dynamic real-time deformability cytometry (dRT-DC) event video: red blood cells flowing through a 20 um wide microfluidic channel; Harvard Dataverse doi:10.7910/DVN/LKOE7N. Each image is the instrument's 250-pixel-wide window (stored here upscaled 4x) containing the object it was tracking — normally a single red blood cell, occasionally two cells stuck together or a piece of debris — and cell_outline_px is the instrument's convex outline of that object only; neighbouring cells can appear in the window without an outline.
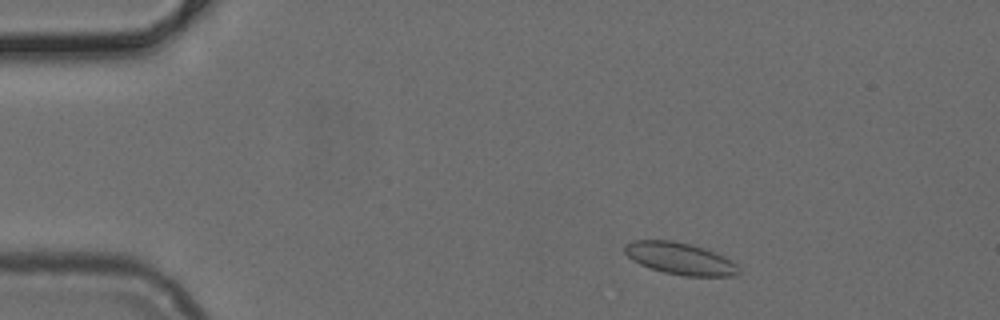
{"species": "common noctule bat (a hibernating species)", "species_latin": "Nyctalus noctula", "temperature_condition": "cold", "stored_images_in_passage": 48, "camera_frame_rate_fps": 3000, "um_per_image_px": 0.085, "animal": {"sex": "female", "body_mass_g": 24.6, "forearm_length_mm": 56.2}, "frame": {"image": 1, "passage_image": 6, "time_ms": 1.667, "image_size_px": [1000, 320], "cell_outline_px": [[740, 272], [736, 276], [684, 276], [664, 272], [640, 264], [632, 260], [624, 252], [624, 244], [632, 240], [672, 240], [692, 244], [704, 248], [724, 256], [736, 264]], "centroid_in_image_um": [57.79, 21.97], "position_along_channel_um": 27.2, "area_um2": 21.27}}
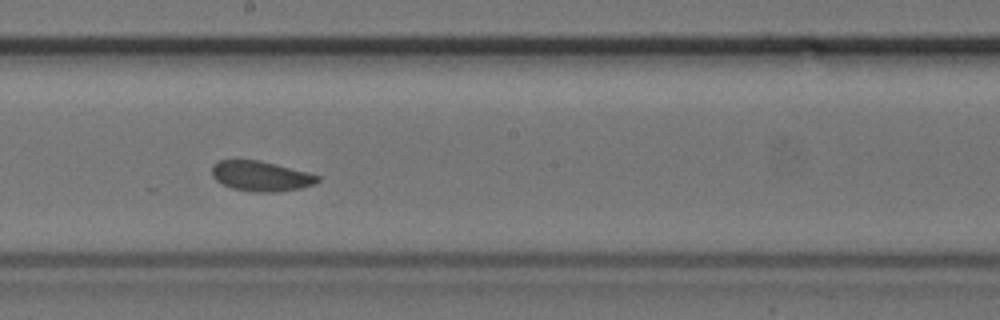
{"frame": {"image": 2, "passage_image": 26, "time_ms": 8.333, "image_size_px": [1000, 320], "cell_outline_px": [[320, 180], [316, 184], [300, 188], [276, 192], [252, 192], [232, 188], [216, 180], [212, 176], [212, 164], [216, 160], [260, 160], [308, 172], [320, 176]], "centroid_in_image_um": [22.18, 14.96], "position_along_channel_um": 226.0, "area_um2": 18.67}}
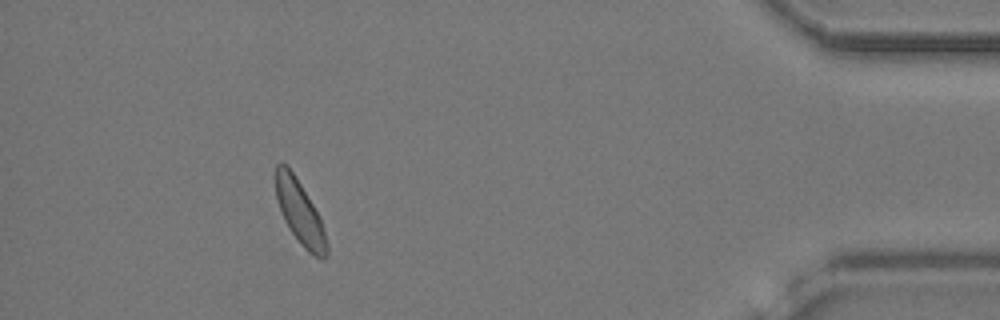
{"frame": {"image": 3, "passage_image": 44, "time_ms": 14.333, "image_size_px": [1000, 320], "cell_outline_px": [[328, 256], [316, 256], [308, 252], [304, 248], [288, 228], [284, 220], [276, 200], [276, 164], [288, 164], [320, 216], [328, 248]], "centroid_in_image_um": [25.47, 18.04], "position_along_channel_um": 409.7, "area_um2": 18.67}}